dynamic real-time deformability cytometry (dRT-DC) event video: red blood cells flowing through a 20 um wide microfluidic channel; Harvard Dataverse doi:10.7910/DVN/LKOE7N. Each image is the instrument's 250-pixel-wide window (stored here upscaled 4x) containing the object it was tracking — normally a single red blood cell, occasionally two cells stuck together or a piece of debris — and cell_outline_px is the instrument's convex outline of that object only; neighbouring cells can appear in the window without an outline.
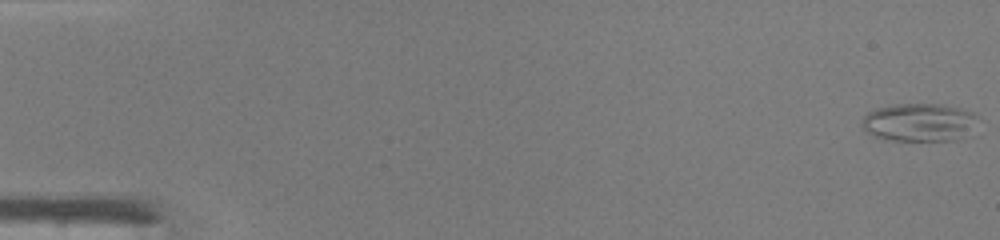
{"species": "common noctule bat (a hibernating species)", "species_latin": "Nyctalus noctula", "temperature_condition": "warm", "stored_images_in_passage": 49, "camera_frame_rate_fps": 3000, "um_per_image_px": 0.085, "animal": {"sex": "male", "body_mass_g": 19.0, "forearm_length_mm": 50.8}, "frame": {"image": 1, "passage_image": 1, "time_ms": 0.0, "image_size_px": [1000, 240], "cell_outline_px": [[976, 116], [964, 136], [956, 140], [884, 140], [872, 136], [864, 128], [864, 116], [868, 112], [876, 108], [896, 104], [940, 104], [960, 108], [972, 112]], "centroid_in_image_um": [78.06, 10.39], "position_along_channel_um": 6.9, "area_um2": 25.14}}
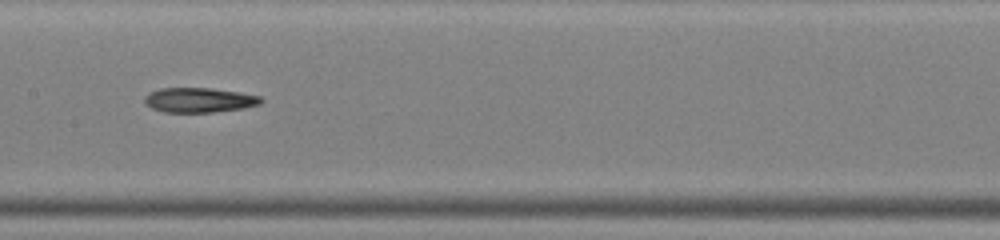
{"frame": {"image": 2, "passage_image": 25, "time_ms": 8.0, "image_size_px": [1000, 240], "cell_outline_px": [[264, 100], [260, 104], [244, 108], [212, 112], [164, 112], [152, 108], [144, 104], [144, 96], [160, 88], [212, 88], [240, 92], [260, 96]], "centroid_in_image_um": [16.94, 8.5], "position_along_channel_um": 190.5, "area_um2": 16.82}}
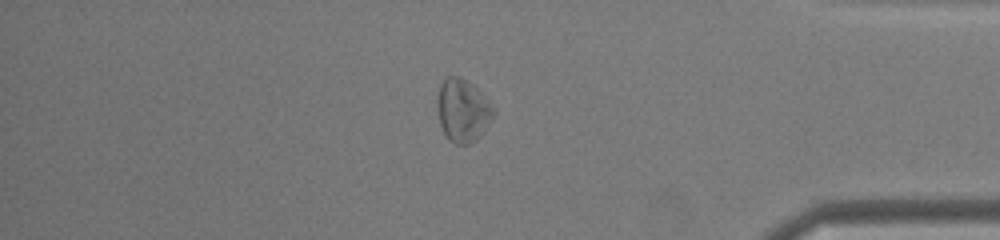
{"frame": {"image": 3, "passage_image": 41, "time_ms": 13.333, "image_size_px": [1000, 240], "cell_outline_px": [[496, 112], [484, 132], [480, 136], [468, 144], [456, 144], [448, 140], [440, 124], [436, 104], [436, 100], [440, 84], [448, 76], [460, 76], [472, 84], [496, 108]], "centroid_in_image_um": [39.34, 9.39], "position_along_channel_um": 395.9, "area_um2": 20.75}}